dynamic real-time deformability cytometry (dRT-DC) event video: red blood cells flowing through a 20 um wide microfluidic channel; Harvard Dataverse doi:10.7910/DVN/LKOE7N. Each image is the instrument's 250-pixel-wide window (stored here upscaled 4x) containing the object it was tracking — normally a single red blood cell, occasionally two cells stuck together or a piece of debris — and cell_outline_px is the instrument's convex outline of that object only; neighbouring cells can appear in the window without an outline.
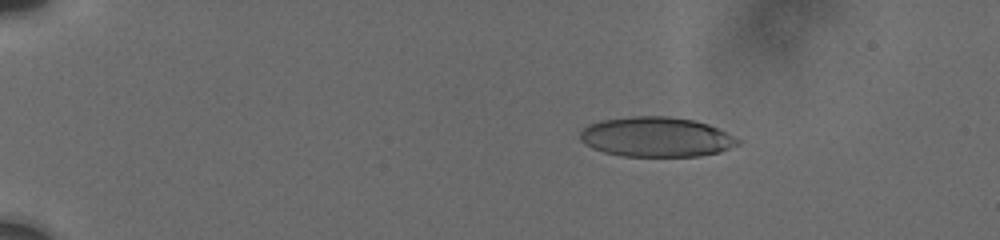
{"species": "human", "species_latin": "Homo sapiens", "temperature_condition": "cold", "stored_images_in_passage": 22, "camera_frame_rate_fps": 3000, "um_per_image_px": 0.085, "donor": {"sex": "male"}, "frame": {"image": 1, "passage_image": 11, "time_ms": 3.667, "image_size_px": [1000, 240], "cell_outline_px": [[740, 144], [720, 152], [700, 156], [620, 156], [604, 152], [592, 148], [584, 144], [580, 140], [580, 132], [588, 124], [600, 120], [632, 116], [668, 116], [696, 120], [708, 124], [740, 140]], "centroid_in_image_um": [55.75, 11.64], "position_along_channel_um": 29.2, "area_um2": 36.76}}
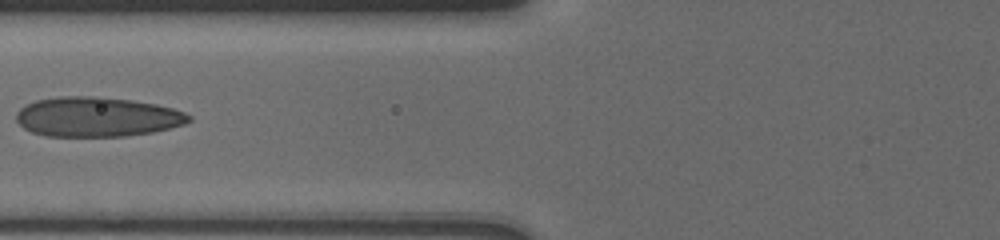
{"frame": {"image": 2, "passage_image": 18, "time_ms": 8.667, "image_size_px": [1000, 240], "cell_outline_px": [[192, 120], [184, 124], [152, 132], [124, 136], [44, 136], [32, 132], [24, 128], [16, 120], [16, 112], [24, 104], [36, 100], [60, 96], [100, 96], [156, 104], [172, 108], [184, 112], [192, 116]], "centroid_in_image_um": [8.22, 9.93], "position_along_channel_um": 117.6, "area_um2": 40.0}}
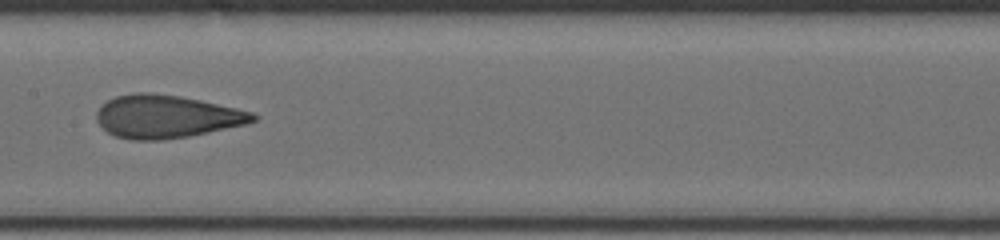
{"frame": {"image": 3, "passage_image": 21, "time_ms": 10.667, "image_size_px": [1000, 240], "cell_outline_px": [[260, 116], [256, 120], [244, 124], [188, 136], [160, 140], [132, 140], [116, 136], [108, 132], [96, 120], [96, 112], [108, 100], [116, 96], [136, 92], [152, 92], [180, 96], [200, 100], [236, 108], [252, 112]], "centroid_in_image_um": [14.13, 9.9], "position_along_channel_um": 193.3, "area_um2": 38.84}}